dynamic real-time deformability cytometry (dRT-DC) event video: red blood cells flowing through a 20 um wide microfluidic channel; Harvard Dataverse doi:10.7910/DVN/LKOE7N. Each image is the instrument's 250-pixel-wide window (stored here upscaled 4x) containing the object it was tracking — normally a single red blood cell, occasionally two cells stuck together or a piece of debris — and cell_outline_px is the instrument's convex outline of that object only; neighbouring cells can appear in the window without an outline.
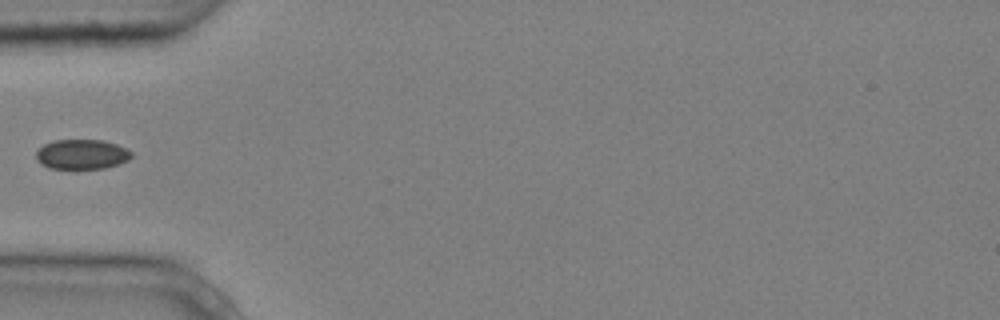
{"species": "common noctule bat (a hibernating species)", "species_latin": "Nyctalus noctula", "temperature_condition": "cold", "stored_images_in_passage": 4, "camera_frame_rate_fps": 3000, "um_per_image_px": 0.085, "animal": {"sex": "male", "body_mass_g": 20.4}, "frame": {"image": 1, "passage_image": 4, "time_ms": 1.0, "image_size_px": [1000, 320], "cell_outline_px": [[132, 156], [128, 160], [120, 164], [104, 168], [72, 172], [48, 168], [40, 164], [36, 160], [36, 152], [44, 144], [52, 140], [100, 140], [116, 144], [132, 152]], "centroid_in_image_um": [6.9, 13.18], "position_along_channel_um": 78.1, "area_um2": 17.34}}